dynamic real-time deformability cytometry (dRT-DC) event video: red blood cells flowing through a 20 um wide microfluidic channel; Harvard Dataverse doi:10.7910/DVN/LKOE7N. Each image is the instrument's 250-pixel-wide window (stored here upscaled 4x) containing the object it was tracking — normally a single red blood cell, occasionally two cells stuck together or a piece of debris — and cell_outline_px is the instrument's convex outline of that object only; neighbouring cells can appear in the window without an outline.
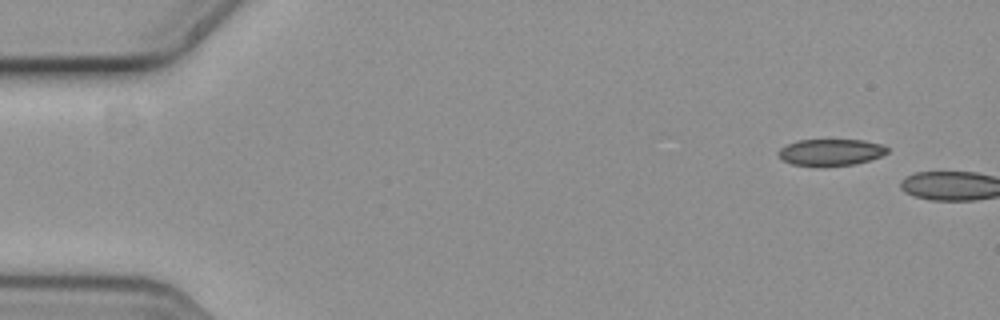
{"species": "common noctule bat (a hibernating species)", "species_latin": "Nyctalus noctula", "temperature_condition": "cold", "stored_images_in_passage": 2, "camera_frame_rate_fps": 3000, "um_per_image_px": 0.085, "animal": {"sex": "female", "body_mass_g": 19.3, "forearm_length_mm": 54.1}, "frame": {"image": 1, "passage_image": 1, "time_ms": 0.0, "image_size_px": [1000, 320], "cell_outline_px": [[888, 152], [880, 156], [868, 160], [852, 164], [792, 164], [784, 160], [776, 152], [784, 144], [796, 140], [864, 140], [884, 144], [888, 148]], "centroid_in_image_um": [70.61, 12.89], "position_along_channel_um": 14.4, "area_um2": 16.42}}